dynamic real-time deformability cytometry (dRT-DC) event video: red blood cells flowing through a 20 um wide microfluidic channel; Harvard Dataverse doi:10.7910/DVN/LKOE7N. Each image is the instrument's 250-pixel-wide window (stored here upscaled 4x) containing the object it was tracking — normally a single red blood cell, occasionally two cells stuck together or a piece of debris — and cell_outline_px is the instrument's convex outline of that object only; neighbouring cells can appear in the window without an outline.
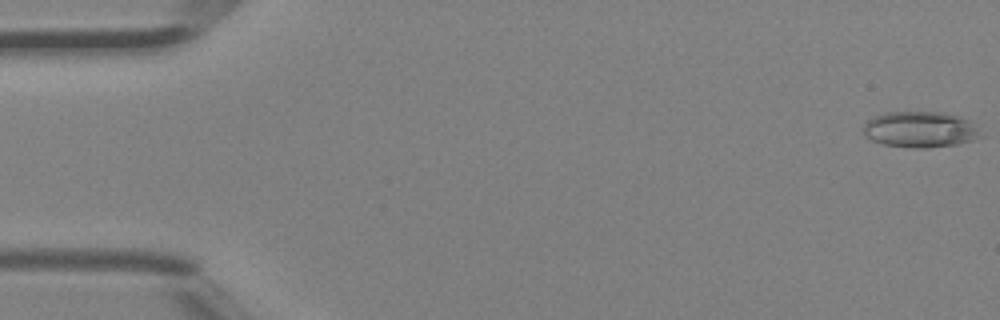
{"species": "Egyptian fruit bat (a non-hibernating species)", "species_latin": "Rousettus aegyptiacus", "temperature_condition": "room temperature", "stored_images_in_passage": 15, "camera_frame_rate_fps": 3000, "um_per_image_px": 0.085, "animal": {"sex": "female"}, "frame": {"image": 1, "passage_image": 1, "time_ms": 0.0, "image_size_px": [1000, 320], "cell_outline_px": [[984, 136], [972, 140], [956, 144], [924, 148], [912, 148], [884, 144], [872, 140], [864, 136], [864, 120], [888, 112], [944, 112], [960, 116], [968, 120]], "centroid_in_image_um": [78.19, 11.0], "position_along_channel_um": 6.8, "area_um2": 24.57}}
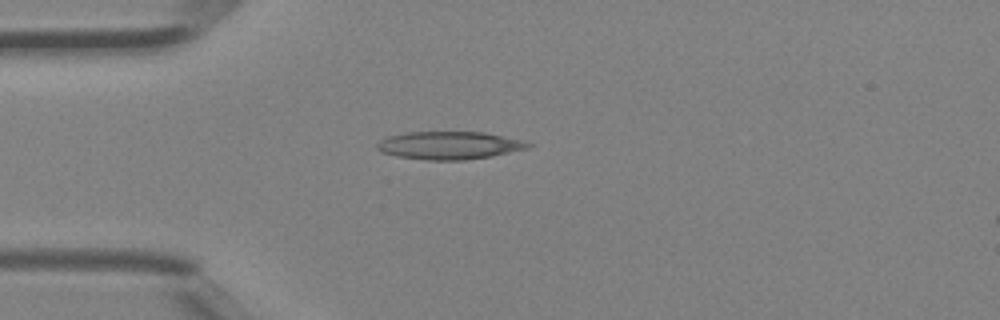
{"frame": {"image": 2, "passage_image": 13, "time_ms": 4.0, "image_size_px": [1000, 320], "cell_outline_px": [[532, 144], [528, 148], [492, 156], [464, 160], [424, 160], [396, 156], [380, 152], [376, 148], [376, 144], [380, 140], [388, 136], [408, 132], [484, 132], [520, 140]], "centroid_in_image_um": [38.13, 12.36], "position_along_channel_um": 46.9, "area_um2": 24.45}}